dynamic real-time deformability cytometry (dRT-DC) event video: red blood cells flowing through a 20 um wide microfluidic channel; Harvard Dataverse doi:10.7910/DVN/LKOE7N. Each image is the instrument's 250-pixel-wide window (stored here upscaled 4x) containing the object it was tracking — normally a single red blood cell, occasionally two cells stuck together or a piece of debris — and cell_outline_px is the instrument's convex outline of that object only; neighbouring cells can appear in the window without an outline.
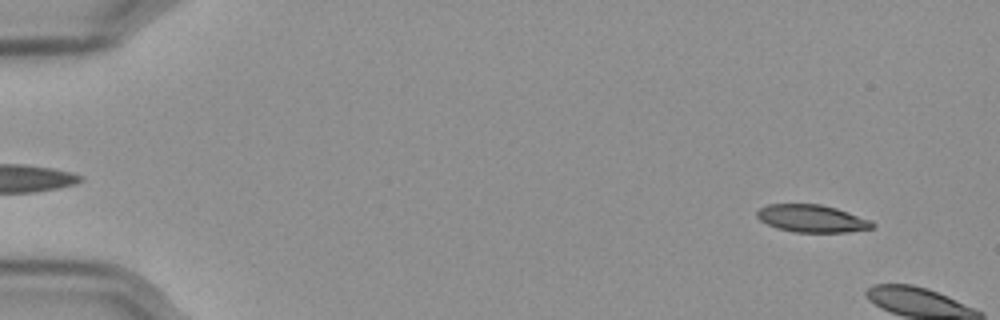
{"species": "Egyptian fruit bat (a non-hibernating species)", "species_latin": "Rousettus aegyptiacus", "temperature_condition": "cold", "stored_images_in_passage": 8, "camera_frame_rate_fps": 3000, "um_per_image_px": 0.085, "frame": {"image": 1, "passage_image": 4, "time_ms": 1.0, "image_size_px": [1000, 320], "cell_outline_px": [[876, 224], [872, 228], [848, 232], [792, 232], [776, 228], [760, 220], [756, 216], [756, 212], [760, 208], [768, 204], [820, 204], [836, 208], [872, 220]], "centroid_in_image_um": [69.02, 18.57], "position_along_channel_um": 16.0, "area_um2": 18.55}}